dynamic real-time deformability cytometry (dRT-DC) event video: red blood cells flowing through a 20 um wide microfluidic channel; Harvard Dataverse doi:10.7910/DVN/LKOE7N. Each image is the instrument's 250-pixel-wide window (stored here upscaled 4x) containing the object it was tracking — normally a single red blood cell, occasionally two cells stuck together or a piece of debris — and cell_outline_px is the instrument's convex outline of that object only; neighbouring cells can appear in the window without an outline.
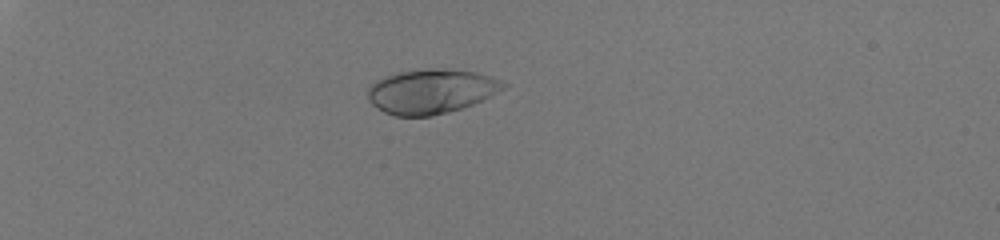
{"species": "human", "species_latin": "Homo sapiens", "temperature_condition": "room temperature", "stored_images_in_passage": 38, "camera_frame_rate_fps": 3000, "um_per_image_px": 0.085, "donor": {"sex": "male"}, "frame": {"image": 1, "passage_image": 1, "time_ms": 0.0, "image_size_px": [1000, 240], "cell_outline_px": [[508, 84], [504, 88], [472, 104], [448, 112], [432, 116], [396, 116], [384, 112], [376, 108], [368, 100], [368, 88], [376, 80], [384, 76], [396, 72], [428, 68], [436, 68], [476, 72], [500, 80]], "centroid_in_image_um": [36.59, 7.76], "position_along_channel_um": 48.4, "area_um2": 34.97}}
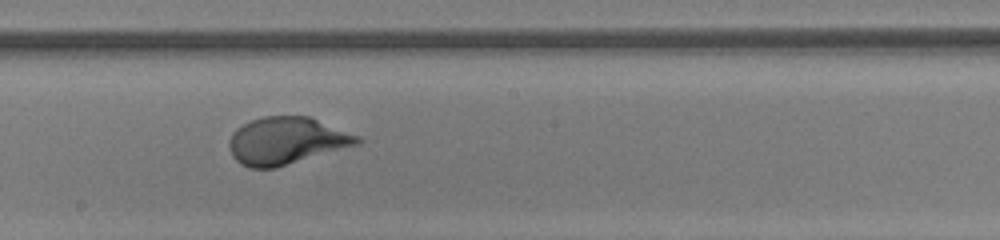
{"frame": {"image": 2, "passage_image": 19, "time_ms": 6.0, "image_size_px": [1000, 240], "cell_outline_px": [[364, 140], [360, 144], [276, 168], [248, 168], [240, 164], [232, 156], [228, 144], [232, 132], [236, 128], [252, 120], [264, 116], [312, 116], [360, 136]], "centroid_in_image_um": [24.38, 11.96], "position_along_channel_um": 223.8, "area_um2": 35.72}}
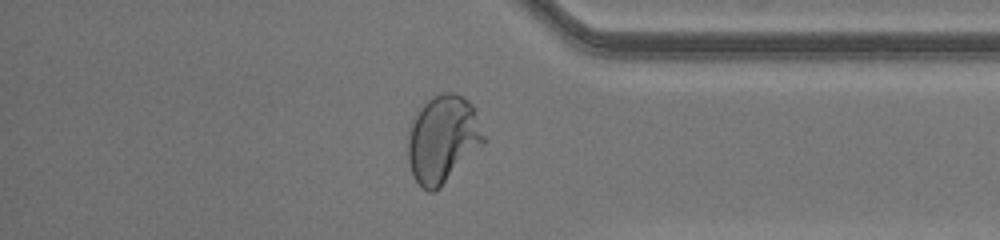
{"frame": {"image": 3, "passage_image": 32, "time_ms": 10.333, "image_size_px": [1000, 240], "cell_outline_px": [[484, 144], [440, 188], [432, 192], [428, 192], [412, 176], [408, 160], [408, 128], [416, 112], [432, 96], [440, 92], [456, 92], [464, 96], [472, 104], [476, 112], [484, 136]], "centroid_in_image_um": [37.63, 11.8], "position_along_channel_um": 397.6, "area_um2": 38.9}, "authors_computed_cell_mechanics": {"area_um2": 34.969, "velocity_mm_per_s": 4.1023, "shape_relaxation_time_tau1_ms": 3.2812, "shape_relaxation_time_tau2_ms": null, "deformation_change_tau1": 0.1947, "deformation_change_tau2": null}}